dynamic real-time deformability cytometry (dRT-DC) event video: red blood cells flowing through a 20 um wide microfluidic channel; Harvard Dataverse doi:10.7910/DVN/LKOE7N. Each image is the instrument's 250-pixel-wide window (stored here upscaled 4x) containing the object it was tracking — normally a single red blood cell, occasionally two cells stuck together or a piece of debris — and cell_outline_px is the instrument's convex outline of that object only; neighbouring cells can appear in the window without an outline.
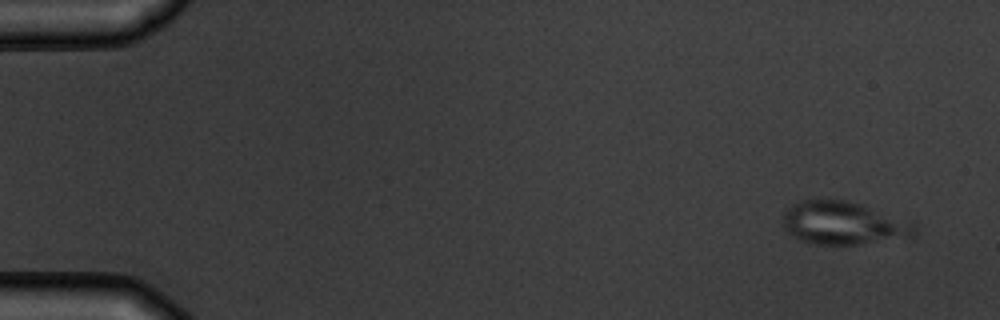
{"species": "common noctule bat (a hibernating species)", "species_latin": "Nyctalus noctula", "temperature_condition": "warm", "stored_images_in_passage": 3, "camera_frame_rate_fps": 3000, "um_per_image_px": 0.085, "animal": {"sex": "male", "body_mass_g": 19.5, "forearm_length_mm": 54.6}, "frame": {"image": 1, "passage_image": 3, "time_ms": 2.333, "image_size_px": [1000, 320], "cell_outline_px": [[916, 232], [912, 236], [860, 244], [812, 244], [800, 240], [788, 232], [784, 228], [784, 212], [792, 204], [804, 200], [820, 196], [844, 200], [860, 204], [916, 224]], "centroid_in_image_um": [71.62, 18.94], "position_along_channel_um": 13.4, "area_um2": 32.95}}